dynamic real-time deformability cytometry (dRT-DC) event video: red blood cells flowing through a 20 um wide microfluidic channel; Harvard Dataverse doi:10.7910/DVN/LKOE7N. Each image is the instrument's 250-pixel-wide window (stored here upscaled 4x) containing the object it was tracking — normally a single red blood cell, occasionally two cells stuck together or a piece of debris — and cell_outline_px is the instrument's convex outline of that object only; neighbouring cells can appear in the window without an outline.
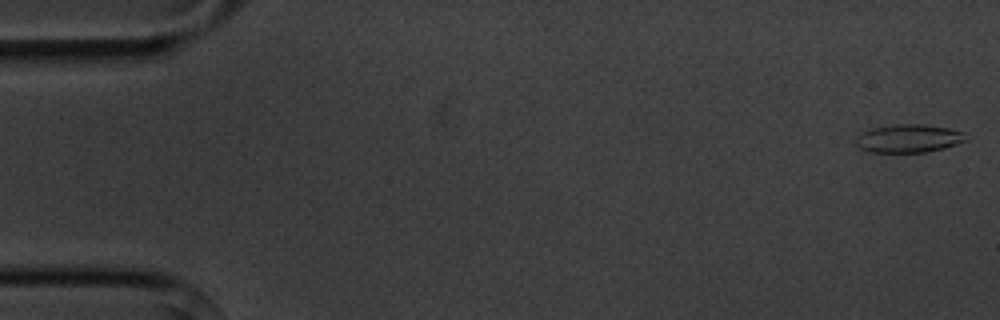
{"species": "common noctule bat (a hibernating species)", "species_latin": "Nyctalus noctula", "temperature_condition": "cold", "stored_images_in_passage": 6, "camera_frame_rate_fps": 3000, "um_per_image_px": 0.085, "animal": {"sex": "male", "body_mass_g": 20.1, "forearm_length_mm": 53.5}, "frame": {"image": 1, "passage_image": 1, "time_ms": 0.0, "image_size_px": [1000, 320], "cell_outline_px": [[968, 140], [944, 148], [924, 152], [868, 152], [860, 148], [856, 144], [856, 136], [860, 132], [872, 128], [896, 124], [924, 124], [948, 128], [964, 132]], "centroid_in_image_um": [77.22, 11.76], "position_along_channel_um": 7.8, "area_um2": 18.15}}
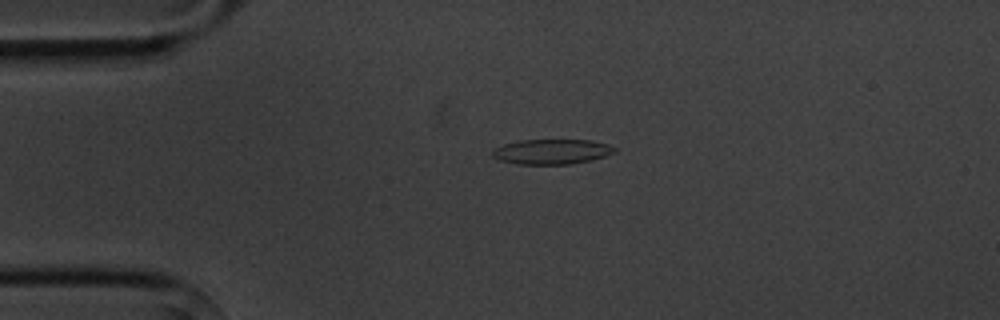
{"frame": {"image": 2, "passage_image": 4, "time_ms": 3.667, "image_size_px": [1000, 320], "cell_outline_px": [[616, 152], [592, 160], [572, 164], [516, 164], [500, 160], [492, 156], [492, 152], [496, 148], [504, 144], [520, 140], [592, 140], [608, 144], [616, 148]], "centroid_in_image_um": [46.92, 12.89], "position_along_channel_um": 38.1, "area_um2": 17.8}}
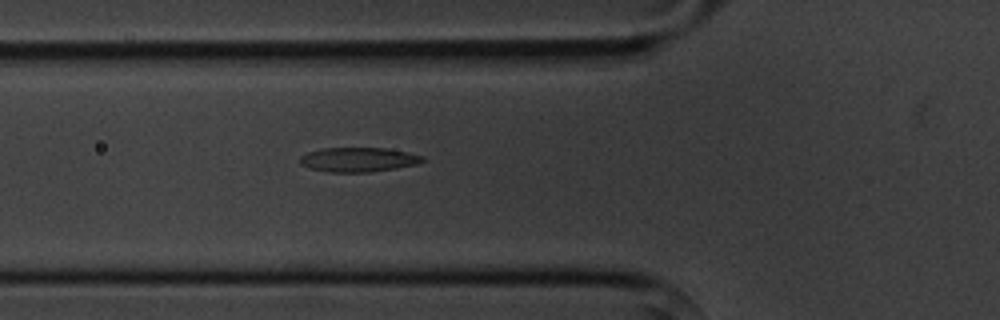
{"frame": {"image": 3, "passage_image": 6, "time_ms": 6.0, "image_size_px": [1000, 320], "cell_outline_px": [[428, 160], [416, 164], [396, 168], [368, 172], [332, 172], [308, 168], [300, 164], [300, 156], [308, 152], [320, 148], [384, 148], [408, 152], [424, 156]], "centroid_in_image_um": [30.47, 13.56], "position_along_channel_um": 95.3, "area_um2": 17.51}}